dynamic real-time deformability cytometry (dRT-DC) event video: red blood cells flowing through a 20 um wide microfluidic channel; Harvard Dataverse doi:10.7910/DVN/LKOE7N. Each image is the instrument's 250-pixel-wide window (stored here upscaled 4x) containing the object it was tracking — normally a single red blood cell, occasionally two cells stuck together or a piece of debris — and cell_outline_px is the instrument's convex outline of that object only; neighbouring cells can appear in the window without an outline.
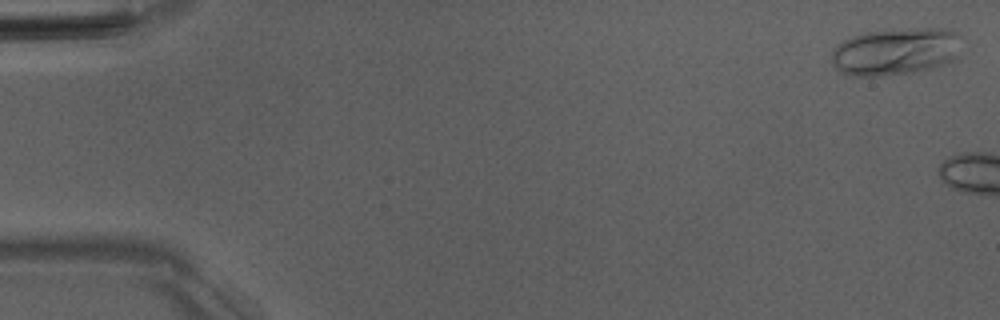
{"species": "Egyptian fruit bat (a non-hibernating species)", "species_latin": "Rousettus aegyptiacus", "temperature_condition": "room temperature", "stored_images_in_passage": 4, "camera_frame_rate_fps": 3000, "um_per_image_px": 0.085, "animal": {"sex": "male"}, "frame": {"image": 1, "passage_image": 1, "time_ms": 0.0, "image_size_px": [1000, 320], "cell_outline_px": [[956, 60], [932, 68], [916, 72], [880, 76], [852, 76], [840, 72], [832, 64], [832, 52], [844, 40], [852, 36], [864, 32], [924, 28], [944, 28], [956, 32]], "centroid_in_image_um": [76.07, 4.4], "position_along_channel_um": 8.9, "area_um2": 35.37}}